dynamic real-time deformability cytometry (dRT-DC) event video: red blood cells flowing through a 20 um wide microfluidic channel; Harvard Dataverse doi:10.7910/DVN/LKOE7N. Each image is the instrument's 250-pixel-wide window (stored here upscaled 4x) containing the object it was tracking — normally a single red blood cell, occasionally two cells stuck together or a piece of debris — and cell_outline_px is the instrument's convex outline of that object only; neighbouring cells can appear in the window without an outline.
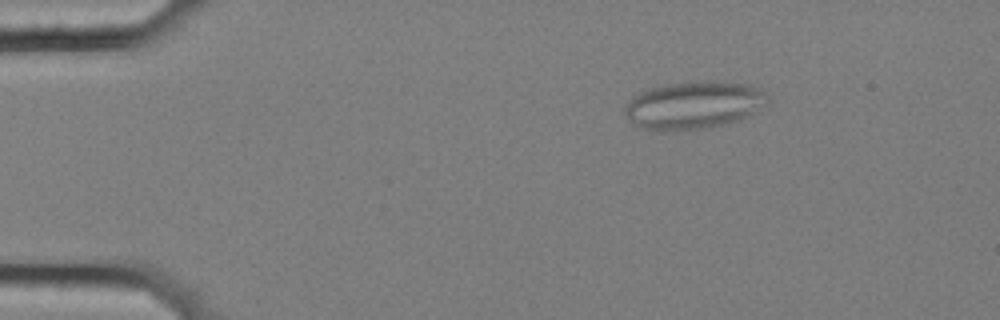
{"species": "common noctule bat (a hibernating species)", "species_latin": "Nyctalus noctula", "temperature_condition": "cold", "stored_images_in_passage": 57, "segment_of_instrument_passage": [1, 2], "camera_frame_rate_fps": 3000, "um_per_image_px": 0.085, "animal": {"sex": "female", "body_mass_g": 25.1}, "frame": {"image": 1, "passage_image": 9, "time_ms": 2.667, "image_size_px": [1000, 320], "cell_outline_px": [[768, 104], [740, 120], [700, 128], [672, 132], [656, 132], [640, 128], [624, 112], [624, 108], [640, 92], [664, 84], [696, 80], [708, 80], [752, 84], [760, 88], [768, 96]], "centroid_in_image_um": [59.01, 8.92], "position_along_channel_um": 26.0, "area_um2": 39.88}}